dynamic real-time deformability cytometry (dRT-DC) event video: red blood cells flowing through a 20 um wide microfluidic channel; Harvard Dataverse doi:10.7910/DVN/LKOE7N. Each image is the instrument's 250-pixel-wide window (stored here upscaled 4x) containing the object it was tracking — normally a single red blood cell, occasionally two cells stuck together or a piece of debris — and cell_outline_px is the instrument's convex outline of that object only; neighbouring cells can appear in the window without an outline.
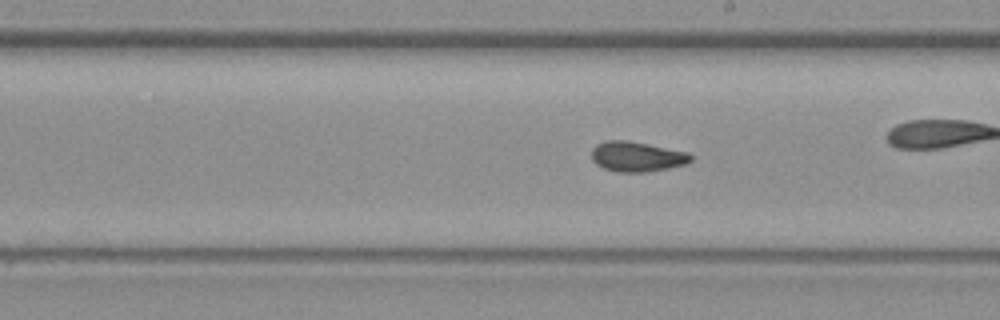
{"species": "common noctule bat (a hibernating species)", "species_latin": "Nyctalus noctula", "temperature_condition": "warm", "stored_images_in_passage": 50, "camera_frame_rate_fps": 3000, "um_per_image_px": 0.085, "animal": {"sex": "female", "body_mass_g": 19.3, "forearm_length_mm": 54.1}, "frame": {"image": 1, "passage_image": 22, "time_ms": 7.0, "image_size_px": [1000, 320], "cell_outline_px": [[692, 160], [688, 164], [648, 172], [616, 172], [604, 168], [596, 164], [592, 160], [592, 148], [596, 144], [608, 140], [628, 140], [688, 152], [692, 156]], "centroid_in_image_um": [54.14, 13.31], "position_along_channel_um": 234.9, "area_um2": 17.51}}